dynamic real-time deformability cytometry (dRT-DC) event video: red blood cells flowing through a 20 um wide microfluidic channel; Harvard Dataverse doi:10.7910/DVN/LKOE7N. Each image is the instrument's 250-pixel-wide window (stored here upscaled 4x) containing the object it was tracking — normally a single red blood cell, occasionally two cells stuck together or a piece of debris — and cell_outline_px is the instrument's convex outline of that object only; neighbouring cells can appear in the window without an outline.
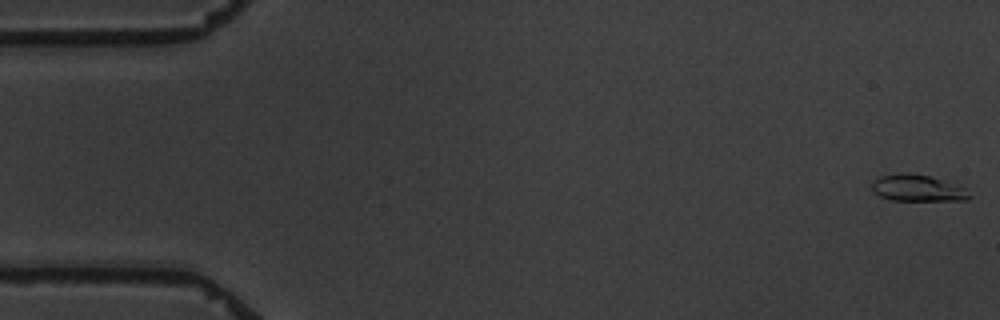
{"species": "common noctule bat (a hibernating species)", "species_latin": "Nyctalus noctula", "temperature_condition": "warm", "stored_images_in_passage": 9, "camera_frame_rate_fps": 3000, "um_per_image_px": 0.085, "animal": {"sex": "male", "body_mass_g": 19.5, "forearm_length_mm": 54.6}, "frame": {"image": 1, "passage_image": 1, "time_ms": 0.0, "image_size_px": [1000, 320], "cell_outline_px": [[972, 196], [968, 200], [892, 200], [880, 196], [872, 188], [872, 180], [880, 176], [928, 176], [960, 184], [968, 188]], "centroid_in_image_um": [78.13, 16.04], "position_along_channel_um": 6.9, "area_um2": 14.57}}
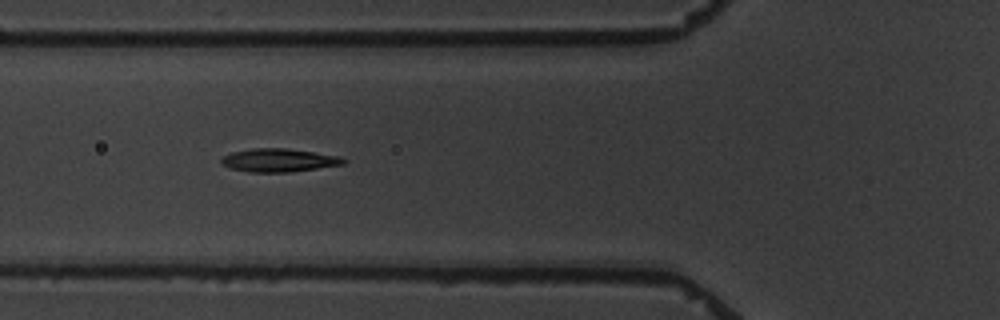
{"frame": {"image": 2, "passage_image": 7, "time_ms": 6.667, "image_size_px": [1000, 320], "cell_outline_px": [[348, 160], [344, 164], [288, 172], [248, 172], [232, 168], [220, 164], [220, 160], [224, 156], [232, 152], [252, 148], [284, 148], [340, 156]], "centroid_in_image_um": [23.68, 13.62], "position_along_channel_um": 102.1, "area_um2": 16.42}}
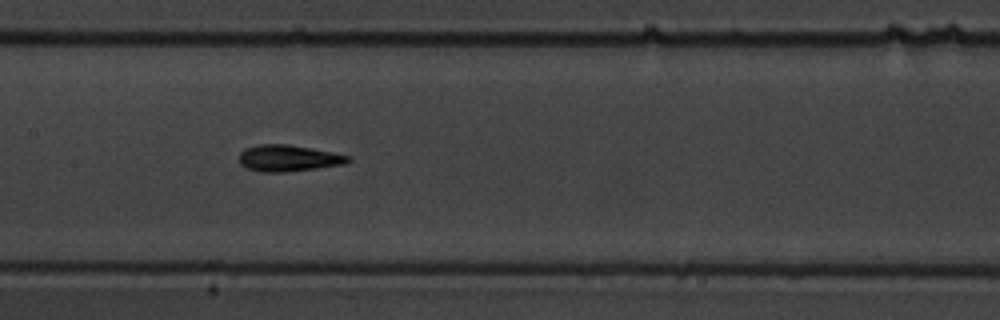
{"frame": {"image": 3, "passage_image": 9, "time_ms": 9.0, "image_size_px": [1000, 320], "cell_outline_px": [[352, 160], [344, 164], [316, 168], [284, 172], [260, 172], [244, 168], [240, 164], [240, 152], [244, 148], [256, 144], [288, 144], [332, 152], [348, 156]], "centroid_in_image_um": [24.45, 13.44], "position_along_channel_um": 182.9, "area_um2": 16.82}}